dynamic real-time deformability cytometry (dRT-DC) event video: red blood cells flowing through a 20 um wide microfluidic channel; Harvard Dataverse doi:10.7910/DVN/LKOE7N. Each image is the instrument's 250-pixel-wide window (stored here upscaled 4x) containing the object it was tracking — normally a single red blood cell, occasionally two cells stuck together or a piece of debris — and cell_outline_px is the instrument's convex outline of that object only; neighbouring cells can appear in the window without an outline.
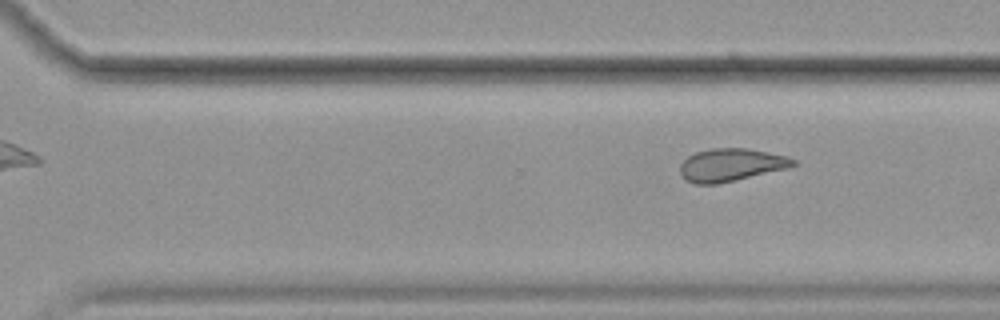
{"species": "common noctule bat (a hibernating species)", "species_latin": "Nyctalus noctula", "temperature_condition": "cold", "stored_images_in_passage": 8, "segment_of_instrument_passage": [2, 2], "camera_frame_rate_fps": 3000, "um_per_image_px": 0.085, "animal": {"sex": "female", "body_mass_g": 19.9}, "frame": {"image": 1, "passage_image": 8, "time_ms": 2.333, "image_size_px": [1000, 320], "cell_outline_px": [[796, 164], [788, 168], [736, 180], [716, 184], [696, 184], [688, 180], [680, 172], [680, 164], [688, 156], [696, 152], [712, 148], [748, 148], [788, 156], [796, 160]], "centroid_in_image_um": [62.16, 14.0], "position_along_channel_um": 308.4, "area_um2": 21.5}}